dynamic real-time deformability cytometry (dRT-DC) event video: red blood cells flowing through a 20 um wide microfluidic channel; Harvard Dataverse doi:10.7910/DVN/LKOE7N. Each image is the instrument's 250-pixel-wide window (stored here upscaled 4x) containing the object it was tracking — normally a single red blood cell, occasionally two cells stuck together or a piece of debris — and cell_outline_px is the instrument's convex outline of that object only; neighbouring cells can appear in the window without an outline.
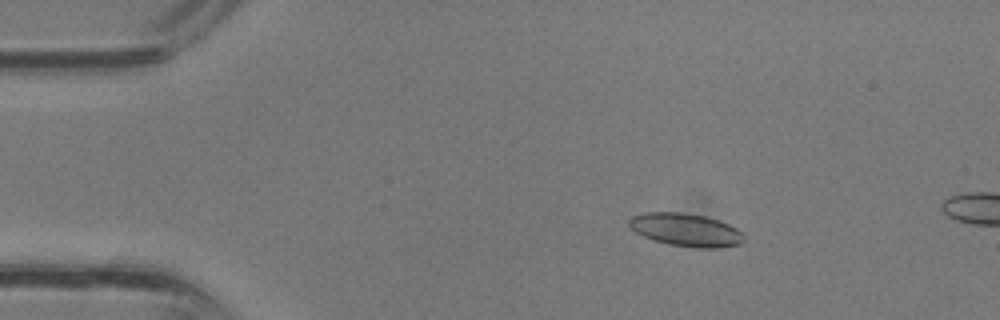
{"species": "common noctule bat (a hibernating species)", "species_latin": "Nyctalus noctula", "temperature_condition": "room temperature", "stored_images_in_passage": 11, "camera_frame_rate_fps": 3000, "um_per_image_px": 0.085, "animal": {"sex": "male", "body_mass_g": 13.3}, "frame": {"image": 1, "passage_image": 7, "time_ms": 2.0, "image_size_px": [1000, 320], "cell_outline_px": [[744, 240], [740, 244], [716, 248], [700, 248], [668, 244], [652, 240], [636, 232], [628, 224], [628, 220], [632, 216], [640, 212], [684, 212], [704, 216], [728, 224], [736, 228], [744, 236]], "centroid_in_image_um": [58.26, 19.53], "position_along_channel_um": 26.7, "area_um2": 22.02}}